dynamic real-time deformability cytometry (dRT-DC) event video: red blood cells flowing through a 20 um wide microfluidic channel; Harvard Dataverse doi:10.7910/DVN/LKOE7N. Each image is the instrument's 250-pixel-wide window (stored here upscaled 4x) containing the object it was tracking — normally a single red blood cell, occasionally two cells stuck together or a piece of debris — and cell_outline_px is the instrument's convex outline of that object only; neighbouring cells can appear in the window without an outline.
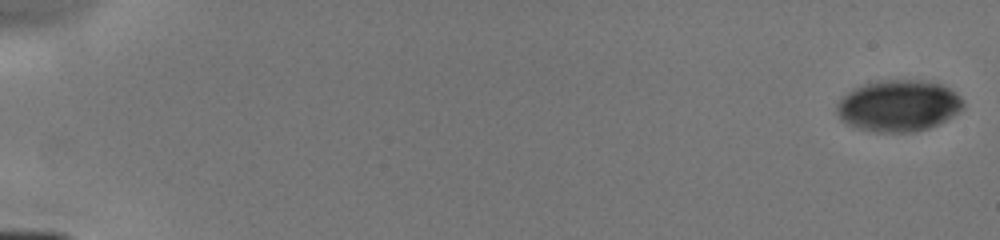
{"species": "human", "species_latin": "Homo sapiens", "temperature_condition": "cold", "stored_images_in_passage": 8, "camera_frame_rate_fps": 3000, "um_per_image_px": 0.085, "donor": {"sex": "male"}, "frame": {"image": 1, "passage_image": 1, "time_ms": 0.0, "image_size_px": [1000, 240], "cell_outline_px": [[964, 108], [960, 112], [928, 128], [916, 132], [872, 132], [856, 128], [840, 120], [836, 112], [836, 104], [848, 92], [864, 84], [880, 80], [920, 80], [940, 84], [948, 88], [960, 96], [964, 100]], "centroid_in_image_um": [76.36, 9.0], "position_along_channel_um": 8.6, "area_um2": 37.97}}
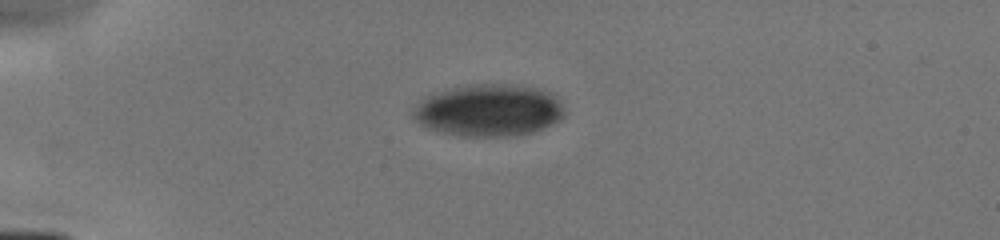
{"frame": {"image": 2, "passage_image": 5, "time_ms": 4.333, "image_size_px": [1000, 240], "cell_outline_px": [[564, 116], [560, 120], [544, 128], [532, 132], [516, 136], [460, 136], [428, 128], [420, 124], [412, 116], [412, 108], [420, 100], [436, 92], [452, 88], [472, 84], [520, 84], [552, 92], [560, 100], [564, 108]], "centroid_in_image_um": [41.58, 9.37], "position_along_channel_um": 43.4, "area_um2": 46.3}}
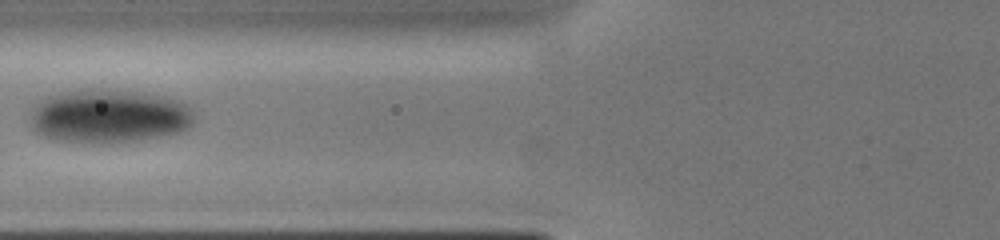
{"frame": {"image": 3, "passage_image": 8, "time_ms": 7.0, "image_size_px": [1000, 240], "cell_outline_px": [[196, 120], [188, 128], [180, 132], [144, 140], [100, 144], [56, 140], [44, 136], [36, 132], [32, 128], [28, 120], [28, 108], [44, 96], [56, 92], [108, 88], [164, 96], [188, 104], [192, 108]], "centroid_in_image_um": [9.2, 9.87], "position_along_channel_um": 116.6, "area_um2": 52.71}}